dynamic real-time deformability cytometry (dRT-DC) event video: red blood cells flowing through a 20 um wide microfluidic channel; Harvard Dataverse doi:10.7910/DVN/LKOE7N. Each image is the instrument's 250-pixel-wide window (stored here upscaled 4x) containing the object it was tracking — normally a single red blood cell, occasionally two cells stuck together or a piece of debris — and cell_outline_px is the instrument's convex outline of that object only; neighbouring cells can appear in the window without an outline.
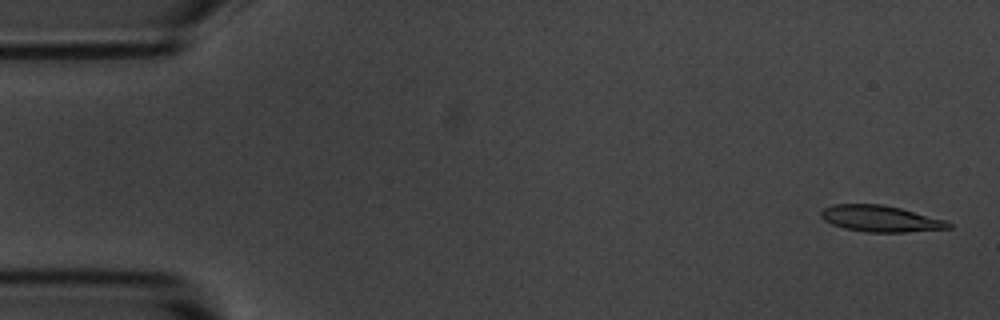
{"species": "common noctule bat (a hibernating species)", "species_latin": "Nyctalus noctula", "temperature_condition": "room temperature", "stored_images_in_passage": 5, "camera_frame_rate_fps": 3000, "um_per_image_px": 0.085, "animal": {"sex": "male", "body_mass_g": 20.1, "forearm_length_mm": 53.5}, "frame": {"image": 1, "passage_image": 1, "time_ms": 0.0, "image_size_px": [1000, 320], "cell_outline_px": [[952, 228], [904, 232], [868, 232], [844, 228], [832, 224], [824, 220], [820, 216], [820, 212], [824, 208], [832, 204], [880, 204], [900, 208], [948, 220], [952, 224]], "centroid_in_image_um": [74.86, 18.58], "position_along_channel_um": 10.1, "area_um2": 19.59}}
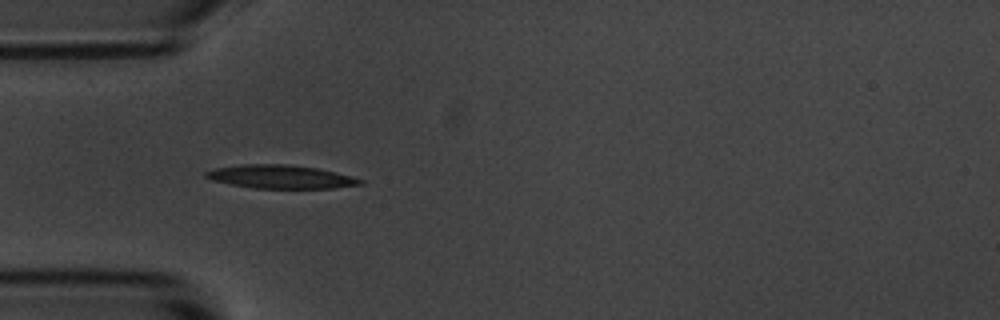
{"frame": {"image": 2, "passage_image": 5, "time_ms": 4.667, "image_size_px": [1000, 320], "cell_outline_px": [[364, 184], [332, 188], [252, 188], [212, 180], [204, 176], [204, 172], [216, 168], [240, 164], [288, 164], [316, 168], [336, 172], [364, 180]], "centroid_in_image_um": [23.85, 15.02], "position_along_channel_um": 61.1, "area_um2": 20.98}}